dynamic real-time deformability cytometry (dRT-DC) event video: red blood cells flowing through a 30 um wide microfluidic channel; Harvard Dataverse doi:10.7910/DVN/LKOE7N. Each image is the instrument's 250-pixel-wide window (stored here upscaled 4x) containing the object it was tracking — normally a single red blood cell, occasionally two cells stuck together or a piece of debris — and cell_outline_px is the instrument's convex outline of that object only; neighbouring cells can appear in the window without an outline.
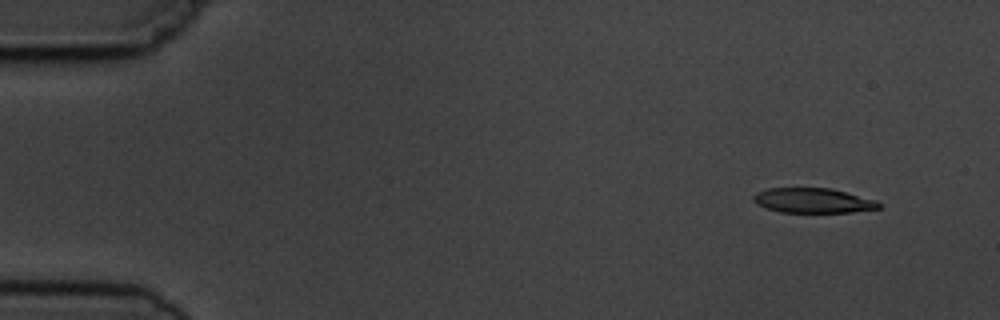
{"species": "common noctule bat (a hibernating species)", "species_latin": "Nyctalus noctula", "temperature_condition": "cold", "stored_images_in_passage": 4, "camera_frame_rate_fps": 3000, "um_per_image_px": 0.085, "animal": {"sex": "male", "body_mass_g": 19.5, "forearm_length_mm": 54.6}, "frame": {"image": 1, "passage_image": 1, "time_ms": 0.0, "image_size_px": [1000, 320], "cell_outline_px": [[884, 204], [880, 208], [852, 212], [780, 212], [756, 204], [752, 200], [752, 196], [756, 192], [768, 188], [832, 188], [876, 200]], "centroid_in_image_um": [69.12, 17.04], "position_along_channel_um": 15.9, "area_um2": 18.26}}
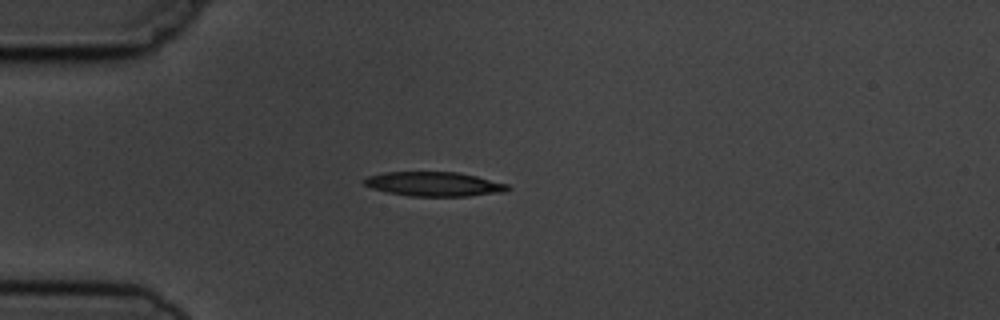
{"frame": {"image": 2, "passage_image": 4, "time_ms": 3.333, "image_size_px": [1000, 320], "cell_outline_px": [[512, 188], [504, 192], [468, 196], [412, 196], [388, 192], [372, 188], [364, 184], [360, 180], [368, 176], [384, 172], [456, 172], [476, 176], [508, 184]], "centroid_in_image_um": [36.89, 15.64], "position_along_channel_um": 48.1, "area_um2": 20.35}}